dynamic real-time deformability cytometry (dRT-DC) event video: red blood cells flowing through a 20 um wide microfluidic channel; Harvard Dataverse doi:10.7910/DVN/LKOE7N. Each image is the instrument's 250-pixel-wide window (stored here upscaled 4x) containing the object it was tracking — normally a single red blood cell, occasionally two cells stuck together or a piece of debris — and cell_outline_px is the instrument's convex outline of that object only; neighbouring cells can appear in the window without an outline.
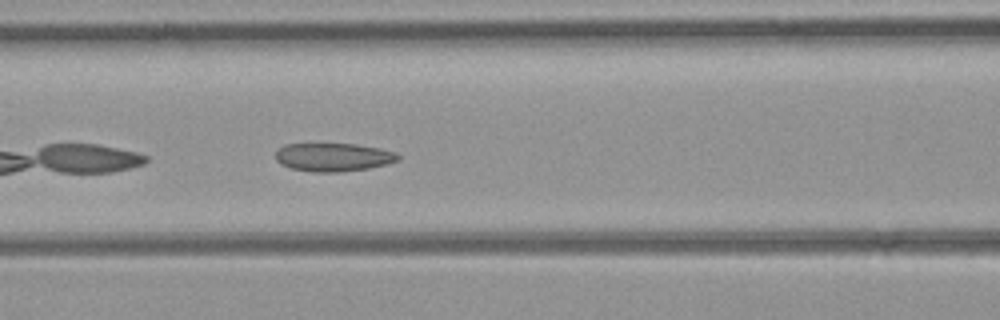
{"species": "common noctule bat (a hibernating species)", "species_latin": "Nyctalus noctula", "temperature_condition": "room temperature", "stored_images_in_passage": 34, "camera_frame_rate_fps": 3000, "um_per_image_px": 0.085, "animal": {"sex": "female", "body_mass_g": 21.9}, "frame": {"image": 1, "passage_image": 6, "time_ms": 1.667, "image_size_px": [1000, 320], "cell_outline_px": [[400, 160], [388, 164], [368, 168], [340, 172], [312, 172], [292, 168], [280, 164], [276, 160], [276, 148], [284, 144], [356, 144], [380, 148], [396, 152], [400, 156]], "centroid_in_image_um": [28.34, 13.35], "position_along_channel_um": 138.3, "area_um2": 20.4}}
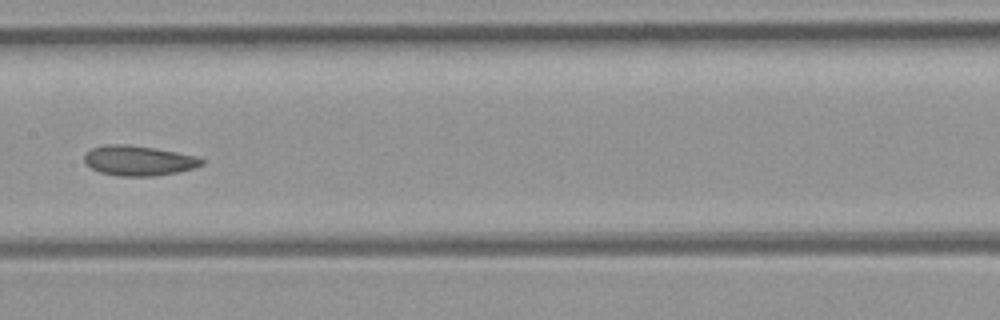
{"frame": {"image": 2, "passage_image": 10, "time_ms": 3.0, "image_size_px": [1000, 320], "cell_outline_px": [[204, 164], [180, 172], [156, 176], [116, 176], [100, 172], [92, 168], [84, 160], [84, 156], [92, 148], [104, 144], [128, 144], [176, 152], [196, 156], [204, 160]], "centroid_in_image_um": [11.79, 13.66], "position_along_channel_um": 195.6, "area_um2": 20.46}}
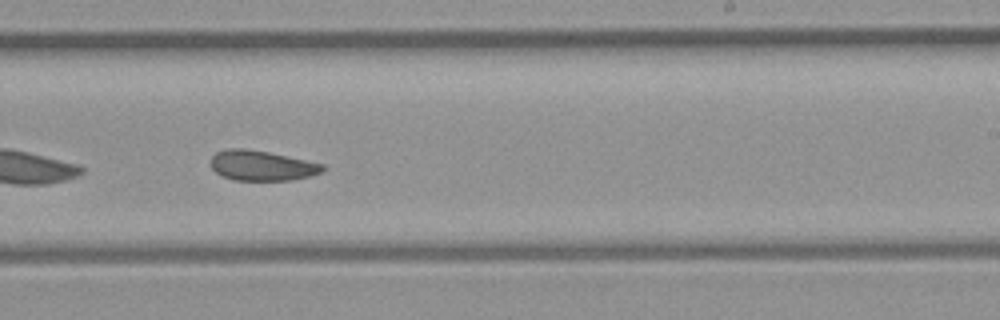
{"frame": {"image": 3, "passage_image": 15, "time_ms": 4.667, "image_size_px": [1000, 320], "cell_outline_px": [[324, 168], [320, 172], [308, 176], [292, 180], [232, 180], [216, 172], [212, 168], [212, 156], [216, 152], [228, 148], [244, 148], [268, 152], [324, 164]], "centroid_in_image_um": [22.23, 14.07], "position_along_channel_um": 266.8, "area_um2": 19.36}, "authors_computed_cell_mechanics": {"area_um2": 20.6635, "velocity_mm_per_s": 4.2871, "shape_relaxation_time_tau1_ms": null, "shape_relaxation_time_tau2_ms": 1.7771, "deformation_change_tau1": null, "deformation_change_tau2": 0.0613}}